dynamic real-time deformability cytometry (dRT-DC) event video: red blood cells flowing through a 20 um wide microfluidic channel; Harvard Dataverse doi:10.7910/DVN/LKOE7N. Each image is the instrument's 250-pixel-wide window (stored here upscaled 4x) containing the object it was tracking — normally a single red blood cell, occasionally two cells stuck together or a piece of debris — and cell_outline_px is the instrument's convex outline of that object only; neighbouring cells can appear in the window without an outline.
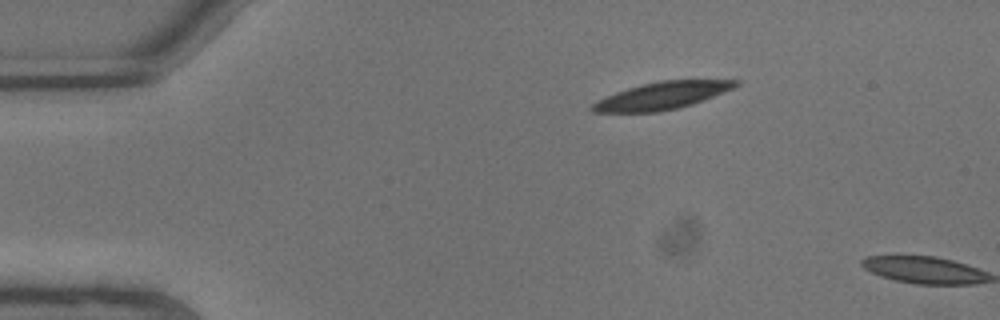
{"species": "common noctule bat (a hibernating species)", "species_latin": "Nyctalus noctula", "temperature_condition": "warm", "stored_images_in_passage": 2, "camera_frame_rate_fps": 3000, "um_per_image_px": 0.085, "animal": {"sex": "male", "body_mass_g": 13.3}, "frame": {"image": 1, "passage_image": 1, "time_ms": 0.0, "image_size_px": [1000, 320], "cell_outline_px": [[740, 84], [736, 88], [692, 104], [676, 108], [656, 112], [592, 112], [588, 108], [596, 100], [616, 92], [628, 88], [660, 80], [740, 80]], "centroid_in_image_um": [56.28, 8.13], "position_along_channel_um": 28.7, "area_um2": 22.77}}